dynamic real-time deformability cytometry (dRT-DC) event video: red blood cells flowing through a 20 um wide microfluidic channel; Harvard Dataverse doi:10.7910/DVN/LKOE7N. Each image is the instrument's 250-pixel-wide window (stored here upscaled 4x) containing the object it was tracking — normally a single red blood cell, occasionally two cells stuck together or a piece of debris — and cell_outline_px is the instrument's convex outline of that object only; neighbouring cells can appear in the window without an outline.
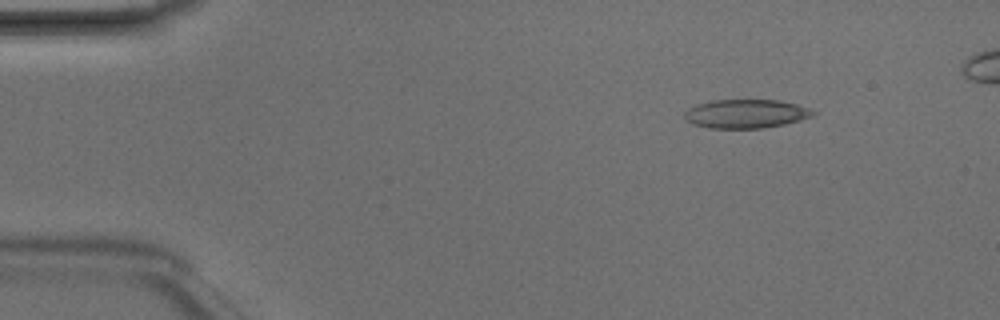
{"species": "Egyptian fruit bat (a non-hibernating species)", "species_latin": "Rousettus aegyptiacus", "temperature_condition": "room temperature", "stored_images_in_passage": 4, "camera_frame_rate_fps": 3000, "um_per_image_px": 0.085, "animal": {"sex": "male"}, "frame": {"image": 1, "passage_image": 1, "time_ms": 0.0, "image_size_px": [1000, 320], "cell_outline_px": [[816, 112], [812, 116], [800, 120], [784, 124], [764, 128], [708, 128], [692, 124], [684, 120], [684, 112], [688, 108], [696, 104], [712, 100], [780, 100], [796, 104], [808, 108]], "centroid_in_image_um": [63.35, 9.67], "position_along_channel_um": 21.6, "area_um2": 21.68}}